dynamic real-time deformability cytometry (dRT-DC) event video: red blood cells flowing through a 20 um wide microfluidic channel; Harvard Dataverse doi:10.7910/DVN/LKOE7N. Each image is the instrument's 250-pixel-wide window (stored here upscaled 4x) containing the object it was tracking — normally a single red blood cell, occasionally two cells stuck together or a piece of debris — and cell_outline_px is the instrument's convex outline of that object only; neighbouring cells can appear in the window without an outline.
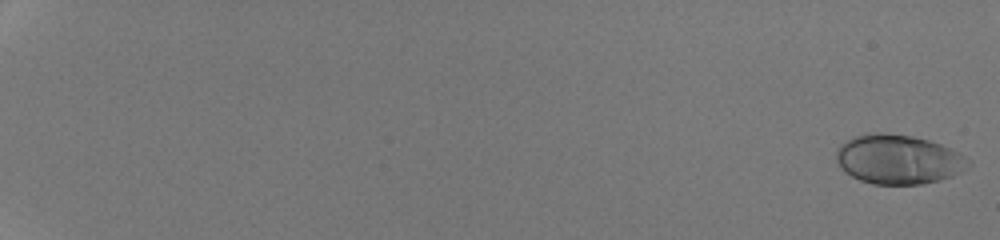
{"species": "human", "species_latin": "Homo sapiens", "temperature_condition": "room temperature", "stored_images_in_passage": 53, "camera_frame_rate_fps": 3000, "um_per_image_px": 0.085, "donor": {"sex": "male"}, "frame": {"image": 1, "passage_image": 1, "time_ms": 0.0, "image_size_px": [1000, 240], "cell_outline_px": [[972, 164], [968, 168], [952, 176], [940, 180], [924, 184], [872, 184], [860, 180], [844, 172], [840, 168], [836, 160], [836, 152], [840, 144], [852, 136], [876, 132], [880, 132], [912, 136], [928, 140], [940, 144], [972, 160]], "centroid_in_image_um": [76.34, 13.55], "position_along_channel_um": 8.7, "area_um2": 38.21}}
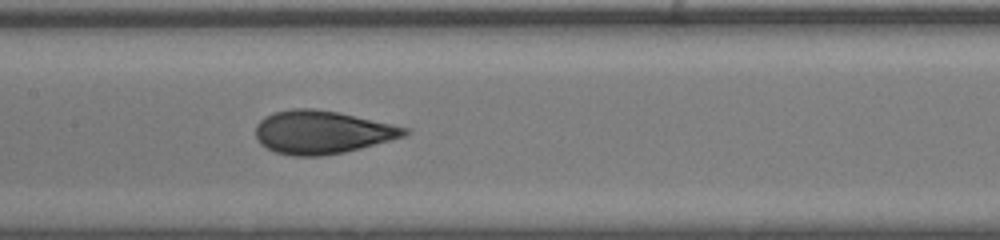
{"frame": {"image": 2, "passage_image": 31, "time_ms": 10.0, "image_size_px": [1000, 240], "cell_outline_px": [[408, 132], [404, 136], [360, 148], [344, 152], [320, 156], [292, 156], [276, 152], [260, 144], [256, 136], [256, 124], [264, 116], [272, 112], [292, 108], [312, 108], [336, 112], [392, 124], [408, 128]], "centroid_in_image_um": [27.31, 11.23], "position_along_channel_um": 180.1, "area_um2": 37.17}}
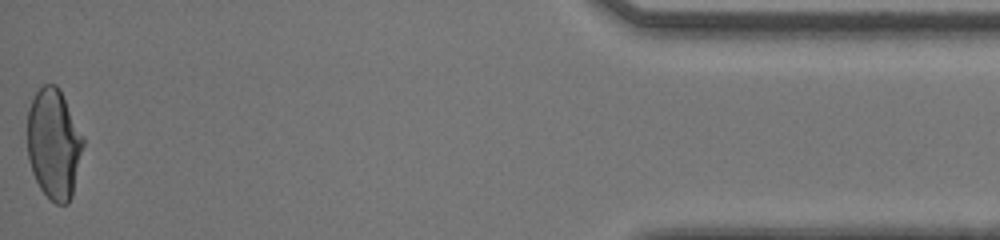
{"frame": {"image": 3, "passage_image": 53, "time_ms": 17.333, "image_size_px": [1000, 240], "cell_outline_px": [[84, 144], [72, 196], [68, 204], [56, 204], [40, 188], [32, 172], [28, 160], [28, 108], [36, 92], [44, 84], [56, 84], [60, 88], [84, 136]], "centroid_in_image_um": [4.59, 12.21], "position_along_channel_um": 430.6, "area_um2": 36.01}, "authors_computed_cell_mechanics": {"area_um2": 36.5874, "velocity_mm_per_s": 4.3058, "shape_relaxation_time_tau1_ms": 5.9916, "shape_relaxation_time_tau2_ms": null, "deformation_change_tau1": 0.2287, "deformation_change_tau2": null}}